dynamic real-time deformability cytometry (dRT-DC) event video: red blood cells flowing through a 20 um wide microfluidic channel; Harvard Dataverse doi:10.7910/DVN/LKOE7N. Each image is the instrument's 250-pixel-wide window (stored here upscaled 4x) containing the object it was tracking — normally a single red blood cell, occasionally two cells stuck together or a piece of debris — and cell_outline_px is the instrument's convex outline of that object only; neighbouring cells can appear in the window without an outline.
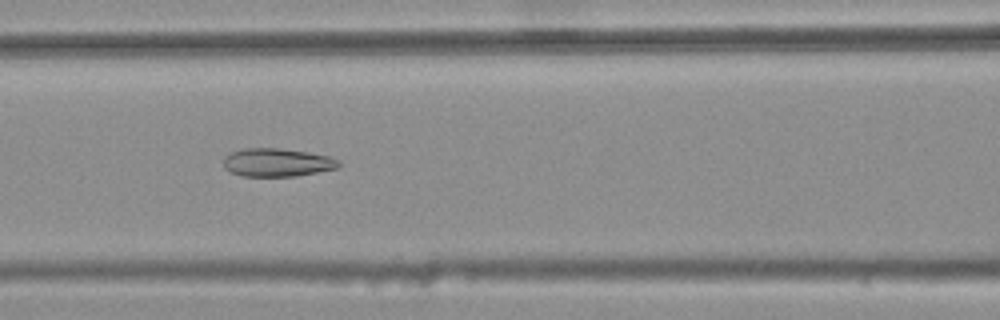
{"species": "common noctule bat (a hibernating species)", "species_latin": "Nyctalus noctula", "temperature_condition": "warm", "stored_images_in_passage": 48, "camera_frame_rate_fps": 3000, "um_per_image_px": 0.085, "animal": {"sex": "female", "body_mass_g": 25.1}, "frame": {"image": 1, "passage_image": 24, "time_ms": 7.667, "image_size_px": [1000, 320], "cell_outline_px": [[340, 164], [336, 168], [296, 176], [244, 176], [232, 172], [224, 168], [224, 156], [240, 148], [280, 148], [308, 152], [332, 156]], "centroid_in_image_um": [23.53, 13.79], "position_along_channel_um": 143.1, "area_um2": 18.9}}
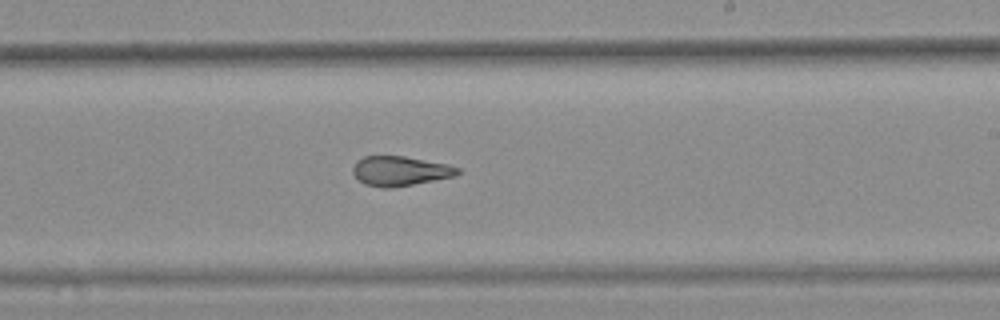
{"frame": {"image": 2, "passage_image": 33, "time_ms": 10.667, "image_size_px": [1000, 320], "cell_outline_px": [[460, 172], [456, 176], [392, 188], [384, 188], [364, 184], [352, 172], [352, 168], [356, 160], [364, 156], [404, 156], [448, 164], [460, 168]], "centroid_in_image_um": [34.01, 14.53], "position_along_channel_um": 255.0, "area_um2": 18.15}}
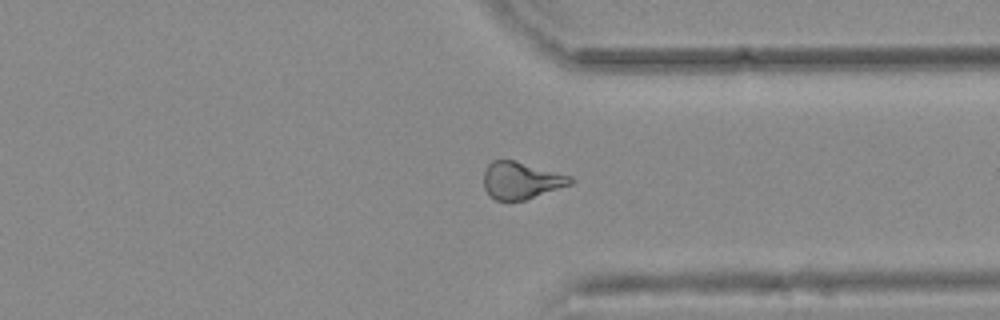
{"frame": {"image": 3, "passage_image": 42, "time_ms": 13.667, "image_size_px": [1000, 320], "cell_outline_px": [[576, 180], [572, 184], [524, 200], [496, 200], [484, 188], [484, 172], [488, 164], [492, 160], [512, 160], [572, 176]], "centroid_in_image_um": [44.32, 15.33], "position_along_channel_um": 367.1, "area_um2": 18.5}, "authors_computed_cell_mechanics": {"area_um2": 19.5075, "velocity_mm_per_s": 3.7388, "shape_relaxation_time_tau1_ms": null, "shape_relaxation_time_tau2_ms": 2.0351, "deformation_change_tau1": null, "deformation_change_tau2": 0.0981}}